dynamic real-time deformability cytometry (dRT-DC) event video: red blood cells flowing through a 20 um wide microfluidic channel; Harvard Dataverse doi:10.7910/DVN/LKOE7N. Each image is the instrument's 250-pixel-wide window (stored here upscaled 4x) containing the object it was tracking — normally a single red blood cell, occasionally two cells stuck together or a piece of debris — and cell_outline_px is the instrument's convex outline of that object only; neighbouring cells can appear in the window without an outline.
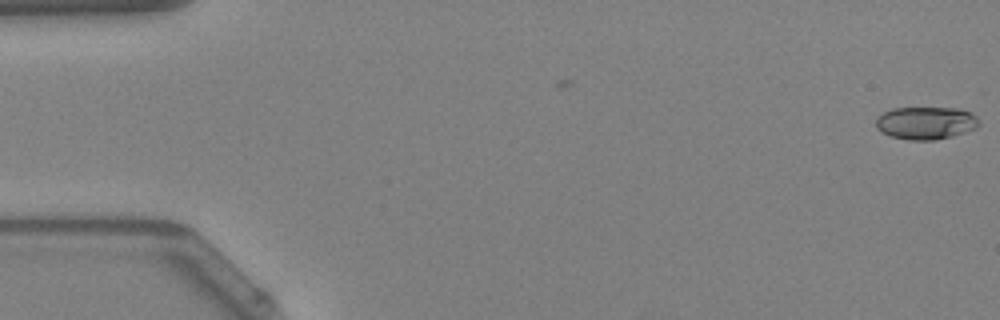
{"species": "Egyptian fruit bat (a non-hibernating species)", "species_latin": "Rousettus aegyptiacus", "temperature_condition": "warm", "stored_images_in_passage": 13, "camera_frame_rate_fps": 3000, "um_per_image_px": 0.085, "animal": {"sex": "female"}, "frame": {"image": 1, "passage_image": 1, "time_ms": 0.0, "image_size_px": [1000, 320], "cell_outline_px": [[980, 124], [976, 128], [952, 136], [936, 140], [908, 140], [892, 136], [880, 132], [876, 128], [876, 116], [892, 108], [960, 108], [972, 112], [980, 120]], "centroid_in_image_um": [78.7, 10.44], "position_along_channel_um": 6.3, "area_um2": 19.88}}